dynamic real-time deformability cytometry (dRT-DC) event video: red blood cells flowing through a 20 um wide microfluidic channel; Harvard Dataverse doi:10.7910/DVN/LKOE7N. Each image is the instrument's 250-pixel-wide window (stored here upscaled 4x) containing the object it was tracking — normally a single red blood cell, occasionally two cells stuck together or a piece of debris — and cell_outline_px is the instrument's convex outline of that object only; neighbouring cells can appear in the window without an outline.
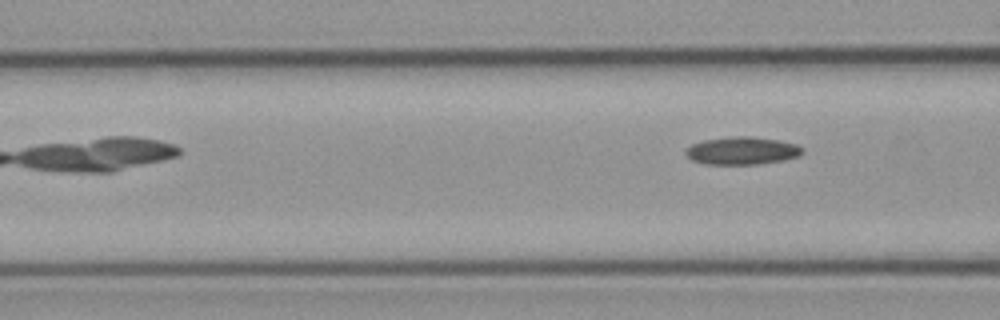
{"species": "common noctule bat (a hibernating species)", "species_latin": "Nyctalus noctula", "temperature_condition": "cold", "stored_images_in_passage": 6, "camera_frame_rate_fps": 3000, "um_per_image_px": 0.085, "animal": {"sex": "male", "body_mass_g": 23.1, "forearm_length_mm": 52.7}, "frame": {"image": 1, "passage_image": 6, "time_ms": 6.0, "image_size_px": [1000, 320], "cell_outline_px": [[804, 152], [800, 156], [784, 160], [756, 164], [704, 164], [692, 160], [684, 152], [692, 144], [704, 140], [732, 136], [752, 136], [780, 140], [796, 144], [804, 148]], "centroid_in_image_um": [63.12, 12.8], "position_along_channel_um": 103.5, "area_um2": 18.96}}